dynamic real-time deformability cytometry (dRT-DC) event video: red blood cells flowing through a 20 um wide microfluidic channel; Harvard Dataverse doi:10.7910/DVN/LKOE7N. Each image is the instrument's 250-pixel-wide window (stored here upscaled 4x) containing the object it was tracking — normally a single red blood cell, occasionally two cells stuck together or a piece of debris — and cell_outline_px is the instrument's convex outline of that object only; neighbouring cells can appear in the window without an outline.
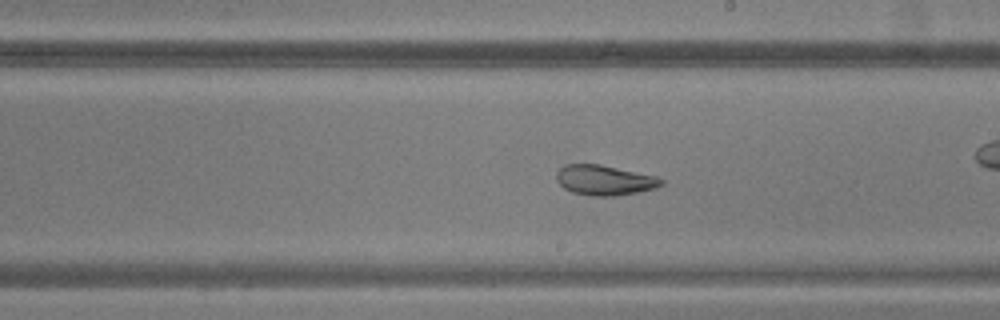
{"species": "common noctule bat (a hibernating species)", "species_latin": "Nyctalus noctula", "temperature_condition": "warm", "stored_images_in_passage": 49, "camera_frame_rate_fps": 3000, "um_per_image_px": 0.085, "animal": {"sex": "male", "body_mass_g": 20.5, "forearm_length_mm": 52.5}, "frame": {"image": 1, "passage_image": 28, "time_ms": 9.0, "image_size_px": [1000, 320], "cell_outline_px": [[664, 184], [656, 188], [636, 192], [612, 196], [592, 196], [572, 192], [564, 188], [556, 180], [556, 172], [564, 164], [600, 164], [656, 176], [664, 180]], "centroid_in_image_um": [51.37, 15.31], "position_along_channel_um": 237.6, "area_um2": 18.38}}